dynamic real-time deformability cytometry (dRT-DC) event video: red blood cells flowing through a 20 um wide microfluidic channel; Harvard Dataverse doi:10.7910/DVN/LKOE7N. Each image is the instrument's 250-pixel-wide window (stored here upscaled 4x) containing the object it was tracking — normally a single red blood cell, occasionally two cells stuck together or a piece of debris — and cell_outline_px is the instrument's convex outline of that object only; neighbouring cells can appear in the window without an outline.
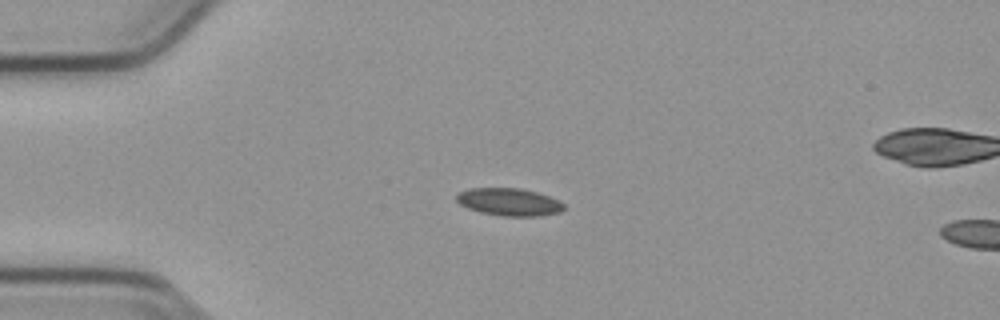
{"species": "common noctule bat (a hibernating species)", "species_latin": "Nyctalus noctula", "temperature_condition": "cold", "stored_images_in_passage": 4, "camera_frame_rate_fps": 3000, "um_per_image_px": 0.085, "animal": {"sex": "male", "body_mass_g": 23.1, "forearm_length_mm": 52.7}, "frame": {"image": 1, "passage_image": 1, "time_ms": 0.0, "image_size_px": [1000, 320], "cell_outline_px": [[564, 208], [560, 212], [540, 216], [500, 216], [480, 212], [468, 208], [460, 204], [456, 200], [456, 196], [460, 192], [468, 188], [520, 188], [536, 192], [560, 200], [564, 204]], "centroid_in_image_um": [43.28, 17.17], "position_along_channel_um": 41.7, "area_um2": 17.28}}